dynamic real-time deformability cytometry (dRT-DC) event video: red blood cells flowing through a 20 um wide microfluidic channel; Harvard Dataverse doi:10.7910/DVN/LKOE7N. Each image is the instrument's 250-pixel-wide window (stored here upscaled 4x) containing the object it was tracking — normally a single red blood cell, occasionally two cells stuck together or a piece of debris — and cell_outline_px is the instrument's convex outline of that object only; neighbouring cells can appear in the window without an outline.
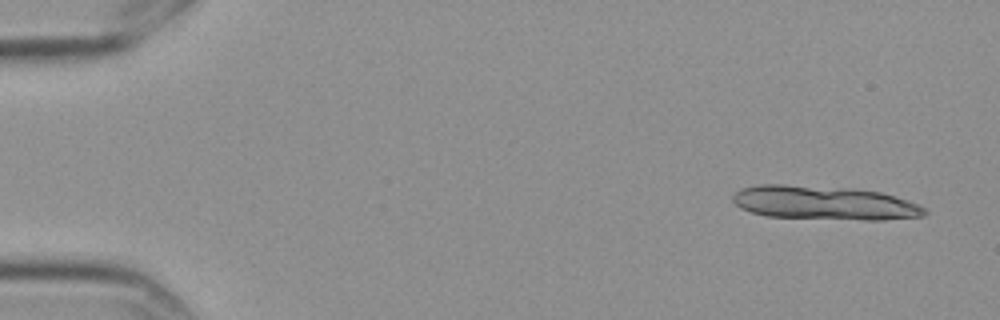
{"species": "Egyptian fruit bat (a non-hibernating species)", "species_latin": "Rousettus aegyptiacus", "temperature_condition": "cold", "stored_images_in_passage": 5, "camera_frame_rate_fps": 3000, "um_per_image_px": 0.085, "frame": {"image": 1, "passage_image": 1, "time_ms": 0.0, "image_size_px": [1000, 320], "cell_outline_px": [[928, 212], [924, 216], [884, 220], [864, 220], [764, 216], [740, 208], [732, 200], [732, 196], [736, 192], [744, 188], [760, 184], [784, 184], [856, 188], [880, 192], [908, 200], [924, 208]], "centroid_in_image_um": [70.07, 17.24], "position_along_channel_um": 14.9, "area_um2": 38.03}}